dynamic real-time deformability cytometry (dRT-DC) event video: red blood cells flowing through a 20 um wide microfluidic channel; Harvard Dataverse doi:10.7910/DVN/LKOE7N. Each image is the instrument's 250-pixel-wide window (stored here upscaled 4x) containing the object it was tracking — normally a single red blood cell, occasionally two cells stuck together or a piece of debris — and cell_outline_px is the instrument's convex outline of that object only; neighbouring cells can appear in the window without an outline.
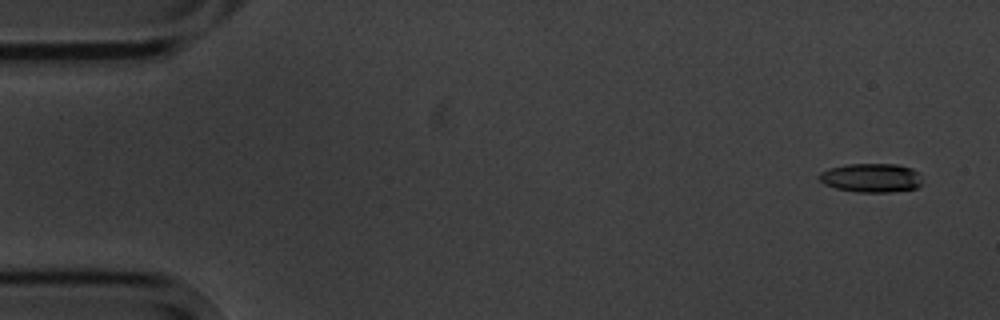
{"species": "common noctule bat (a hibernating species)", "species_latin": "Nyctalus noctula", "temperature_condition": "cold", "stored_images_in_passage": 4, "camera_frame_rate_fps": 3000, "um_per_image_px": 0.085, "animal": {"sex": "male", "body_mass_g": 20.1, "forearm_length_mm": 53.5}, "frame": {"image": 1, "passage_image": 1, "time_ms": 0.0, "image_size_px": [1000, 320], "cell_outline_px": [[924, 184], [916, 188], [892, 192], [856, 192], [836, 188], [824, 184], [820, 180], [820, 172], [828, 168], [848, 164], [896, 164], [912, 168], [916, 172]], "centroid_in_image_um": [74.07, 15.12], "position_along_channel_um": 10.9, "area_um2": 17.4}}
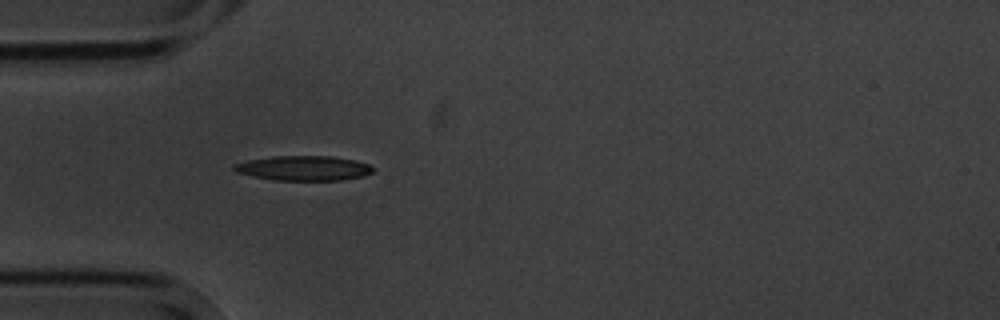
{"frame": {"image": 2, "passage_image": 4, "time_ms": 4.667, "image_size_px": [1000, 320], "cell_outline_px": [[372, 172], [364, 176], [340, 180], [272, 180], [252, 176], [236, 172], [232, 168], [232, 164], [248, 160], [272, 156], [332, 156], [356, 160], [368, 164], [372, 168]], "centroid_in_image_um": [25.77, 14.29], "position_along_channel_um": 59.2, "area_um2": 20.11}}